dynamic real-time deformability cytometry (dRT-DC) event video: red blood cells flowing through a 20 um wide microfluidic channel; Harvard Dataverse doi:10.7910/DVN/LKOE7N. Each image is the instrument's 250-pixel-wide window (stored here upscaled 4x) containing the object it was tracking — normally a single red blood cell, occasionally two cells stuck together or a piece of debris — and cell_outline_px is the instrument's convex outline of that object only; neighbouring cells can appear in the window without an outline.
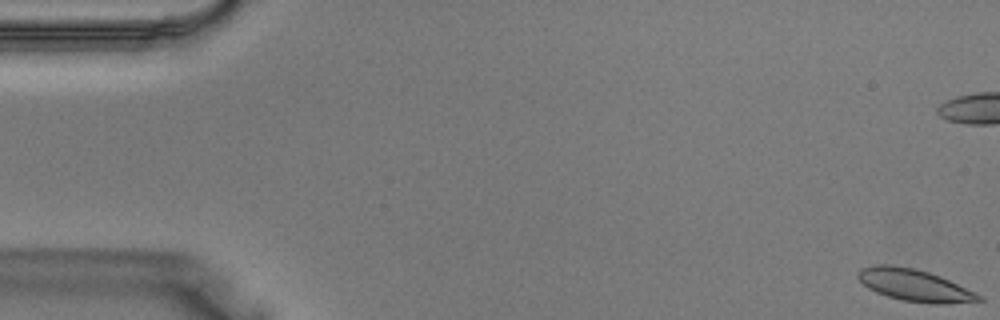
{"species": "Egyptian fruit bat (a non-hibernating species)", "species_latin": "Rousettus aegyptiacus", "temperature_condition": "warm", "stored_images_in_passage": 9, "camera_frame_rate_fps": 3000, "um_per_image_px": 0.085, "animal": {"sex": "male"}, "frame": {"image": 1, "passage_image": 1, "time_ms": 0.0, "image_size_px": [1000, 320], "cell_outline_px": [[984, 300], [940, 304], [936, 304], [900, 300], [876, 292], [868, 288], [856, 276], [856, 272], [860, 268], [876, 264], [892, 264], [916, 268], [940, 276], [976, 292]], "centroid_in_image_um": [77.68, 24.22], "position_along_channel_um": 7.3, "area_um2": 22.54}}